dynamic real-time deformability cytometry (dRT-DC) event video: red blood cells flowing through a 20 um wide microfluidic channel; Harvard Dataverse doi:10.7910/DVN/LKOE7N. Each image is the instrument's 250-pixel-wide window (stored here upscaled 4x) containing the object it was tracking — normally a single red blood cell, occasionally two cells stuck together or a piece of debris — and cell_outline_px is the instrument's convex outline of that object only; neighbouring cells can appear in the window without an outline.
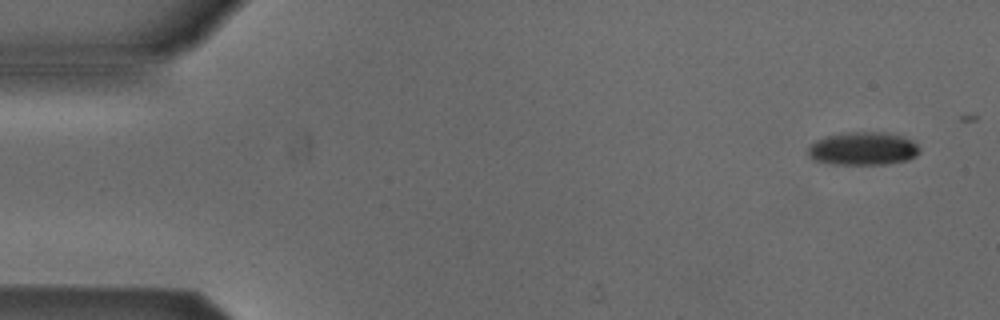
{"species": "Egyptian fruit bat (a non-hibernating species)", "species_latin": "Rousettus aegyptiacus", "temperature_condition": "cold", "stored_images_in_passage": 5, "camera_frame_rate_fps": 3000, "um_per_image_px": 0.085, "animal": {"sex": "male"}, "frame": {"image": 1, "passage_image": 1, "time_ms": 0.0, "image_size_px": [1000, 320], "cell_outline_px": [[920, 152], [916, 156], [908, 160], [888, 164], [832, 164], [812, 160], [808, 156], [808, 144], [824, 136], [844, 132], [884, 132], [900, 136], [912, 140], [920, 148]], "centroid_in_image_um": [73.32, 12.63], "position_along_channel_um": 11.7, "area_um2": 21.85}}
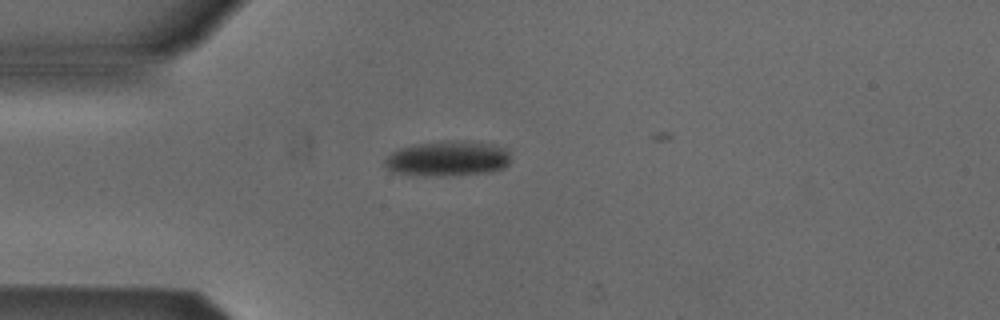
{"frame": {"image": 2, "passage_image": 4, "time_ms": 3.667, "image_size_px": [1000, 320], "cell_outline_px": [[508, 164], [504, 168], [488, 172], [392, 172], [384, 164], [384, 160], [392, 152], [400, 148], [412, 144], [440, 140], [472, 140], [496, 144], [508, 148]], "centroid_in_image_um": [38.12, 13.36], "position_along_channel_um": 46.9, "area_um2": 24.74}}